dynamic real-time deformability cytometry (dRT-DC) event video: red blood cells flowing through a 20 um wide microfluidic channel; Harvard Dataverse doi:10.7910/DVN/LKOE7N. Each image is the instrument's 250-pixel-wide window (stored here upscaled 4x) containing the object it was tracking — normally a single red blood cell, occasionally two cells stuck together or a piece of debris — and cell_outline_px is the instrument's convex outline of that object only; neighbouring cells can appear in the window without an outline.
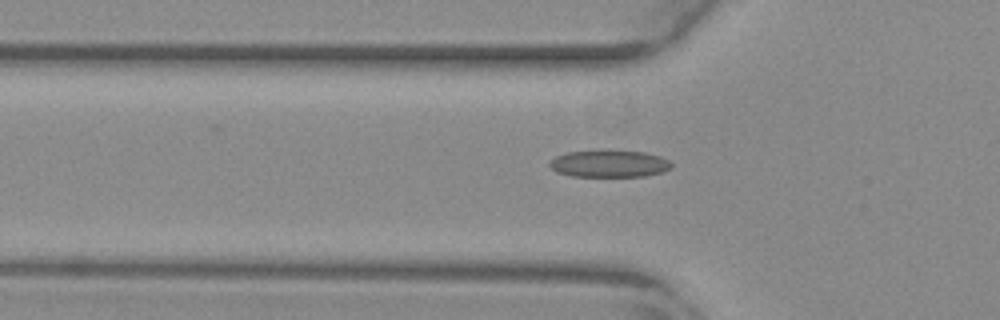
{"species": "common noctule bat (a hibernating species)", "species_latin": "Nyctalus noctula", "temperature_condition": "warm", "stored_images_in_passage": 50, "camera_frame_rate_fps": 3000, "um_per_image_px": 0.085, "animal": {"sex": "female", "body_mass_g": 29.2, "forearm_length_mm": 56.3}, "frame": {"image": 1, "passage_image": 19, "time_ms": 6.0, "image_size_px": [1000, 320], "cell_outline_px": [[668, 164], [664, 168], [652, 172], [632, 176], [580, 176], [564, 172], [556, 168], [564, 156], [576, 152], [632, 152], [652, 156]], "centroid_in_image_um": [51.81, 13.94], "position_along_channel_um": 74.0, "area_um2": 15.78}}
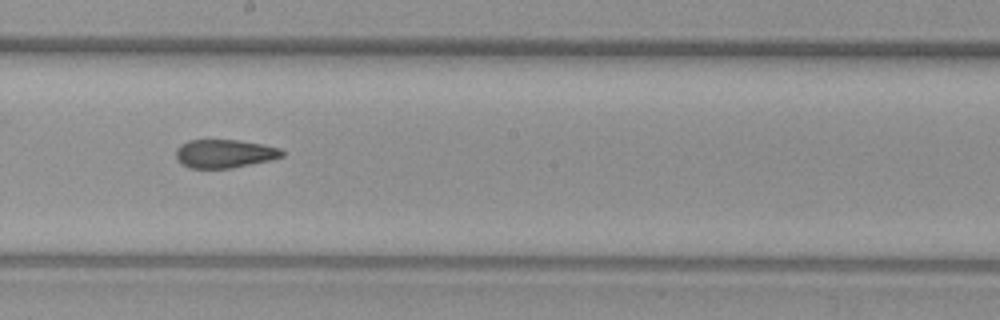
{"frame": {"image": 2, "passage_image": 31, "time_ms": 10.0, "image_size_px": [1000, 320], "cell_outline_px": [[280, 156], [220, 168], [196, 168], [180, 160], [180, 148], [184, 144], [196, 140], [228, 140], [252, 144], [272, 148], [280, 152]], "centroid_in_image_um": [18.97, 13.04], "position_along_channel_um": 229.2, "area_um2": 15.03}}
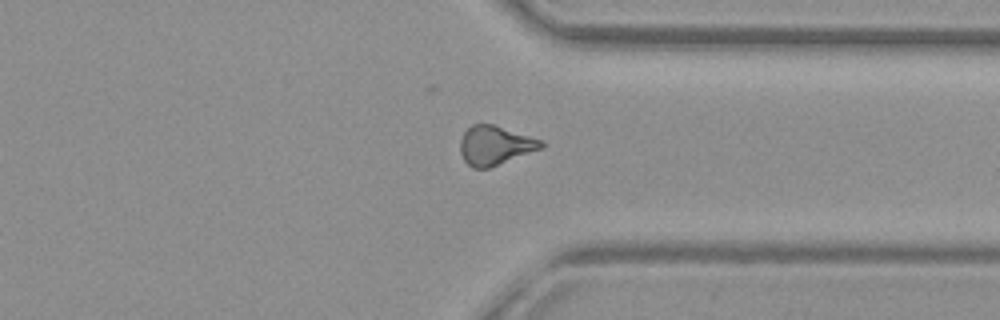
{"frame": {"image": 3, "passage_image": 42, "time_ms": 13.667, "image_size_px": [1000, 320], "cell_outline_px": [[544, 144], [536, 148], [496, 164], [484, 168], [476, 168], [464, 156], [464, 136], [468, 128], [476, 124], [488, 124], [536, 140]], "centroid_in_image_um": [42.03, 12.34], "position_along_channel_um": 369.4, "area_um2": 15.84}, "authors_computed_cell_mechanics": {"area_um2": 14.9124, "velocity_mm_per_s": 3.8659, "shape_relaxation_time_tau1_ms": null, "shape_relaxation_time_tau2_ms": 3.88, "deformation_change_tau1": null, "deformation_change_tau2": 0.1215}}